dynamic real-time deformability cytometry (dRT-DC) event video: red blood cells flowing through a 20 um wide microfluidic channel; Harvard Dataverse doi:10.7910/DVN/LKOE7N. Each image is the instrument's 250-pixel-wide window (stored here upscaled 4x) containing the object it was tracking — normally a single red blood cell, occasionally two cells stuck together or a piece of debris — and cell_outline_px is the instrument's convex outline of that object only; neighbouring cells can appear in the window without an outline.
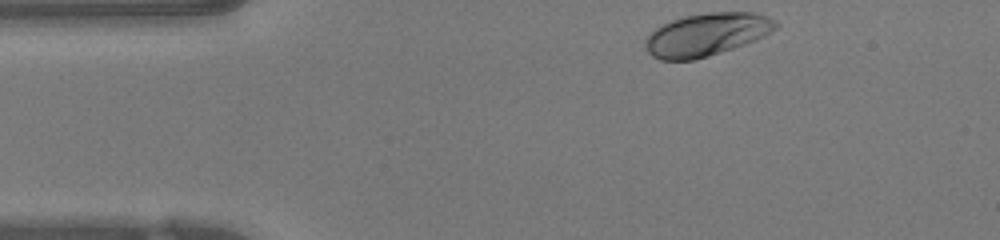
{"species": "human", "species_latin": "Homo sapiens", "temperature_condition": "warm", "stored_images_in_passage": 35, "camera_frame_rate_fps": 3000, "um_per_image_px": 0.085, "donor": {"sex": "female"}, "frame": {"image": 1, "passage_image": 1, "time_ms": 0.0, "image_size_px": [1000, 240], "cell_outline_px": [[780, 24], [776, 28], [764, 36], [756, 40], [708, 56], [692, 60], [660, 60], [652, 56], [648, 52], [644, 44], [644, 40], [656, 28], [672, 20], [684, 16], [708, 12], [752, 12], [768, 16], [776, 20]], "centroid_in_image_um": [60.07, 2.93], "position_along_channel_um": 24.9, "area_um2": 32.43}}
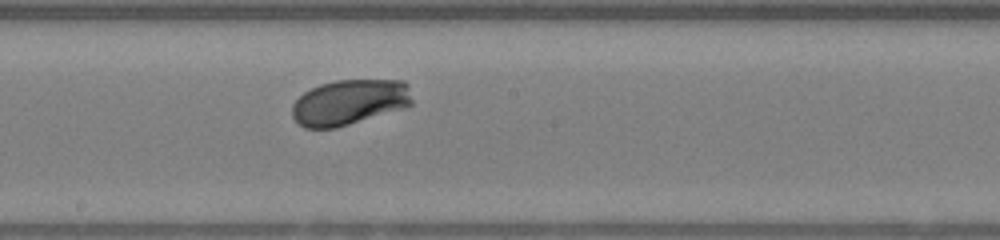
{"frame": {"image": 2, "passage_image": 19, "time_ms": 6.0, "image_size_px": [1000, 240], "cell_outline_px": [[412, 104], [404, 108], [336, 128], [304, 128], [292, 116], [292, 104], [304, 92], [320, 84], [336, 80], [404, 80], [408, 84], [412, 100]], "centroid_in_image_um": [29.71, 8.68], "position_along_channel_um": 218.5, "area_um2": 31.79}}
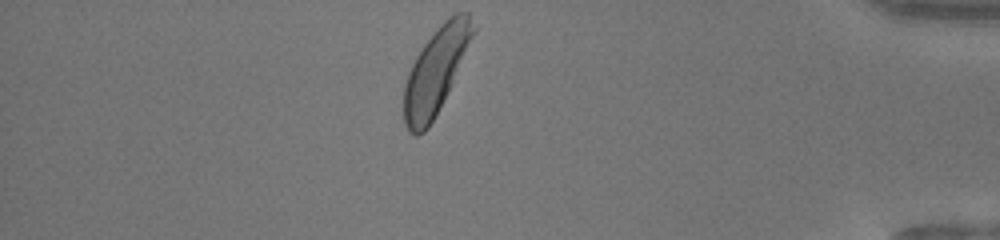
{"frame": {"image": 3, "passage_image": 35, "time_ms": 11.333, "image_size_px": [1000, 240], "cell_outline_px": [[476, 32], [428, 128], [424, 132], [416, 136], [408, 132], [404, 124], [404, 84], [408, 72], [416, 56], [424, 44], [436, 28], [444, 20], [456, 12], [468, 12], [476, 28]], "centroid_in_image_um": [37.02, 5.99], "position_along_channel_um": 398.2, "area_um2": 33.76}, "authors_computed_cell_mechanics": {"area_um2": 32.1368, "velocity_mm_per_s": 4.1949, "shape_relaxation_time_tau1_ms": 1.4821, "shape_relaxation_time_tau2_ms": null, "deformation_change_tau1": 0.1238, "deformation_change_tau2": null}}